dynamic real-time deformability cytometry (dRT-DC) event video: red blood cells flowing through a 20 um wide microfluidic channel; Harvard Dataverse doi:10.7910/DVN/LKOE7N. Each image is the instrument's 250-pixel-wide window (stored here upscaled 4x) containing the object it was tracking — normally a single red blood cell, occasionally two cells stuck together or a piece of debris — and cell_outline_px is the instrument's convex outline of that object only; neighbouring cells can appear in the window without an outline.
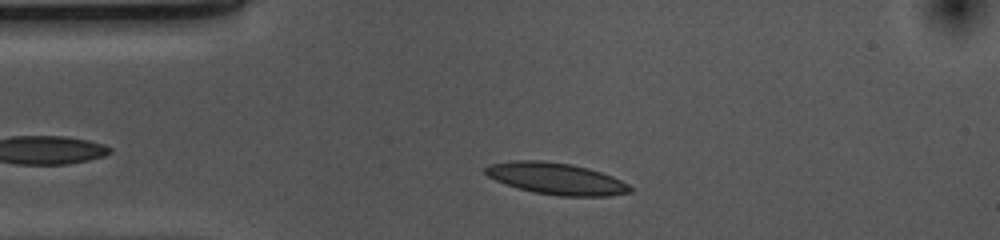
{"species": "common noctule bat (a hibernating species)", "species_latin": "Nyctalus noctula", "temperature_condition": "cold", "stored_images_in_passage": 36, "camera_frame_rate_fps": 3000, "um_per_image_px": 0.085, "animal": {"sex": "female", "body_mass_g": 10.0, "forearm_length_mm": 53.1}, "frame": {"image": 1, "passage_image": 5, "time_ms": 1.333, "image_size_px": [1000, 240], "cell_outline_px": [[632, 192], [608, 196], [560, 196], [532, 192], [496, 180], [488, 176], [484, 172], [484, 168], [488, 164], [512, 160], [544, 160], [572, 164], [588, 168], [612, 176], [628, 184], [632, 188]], "centroid_in_image_um": [47.27, 15.17], "position_along_channel_um": 37.7, "area_um2": 26.7}}
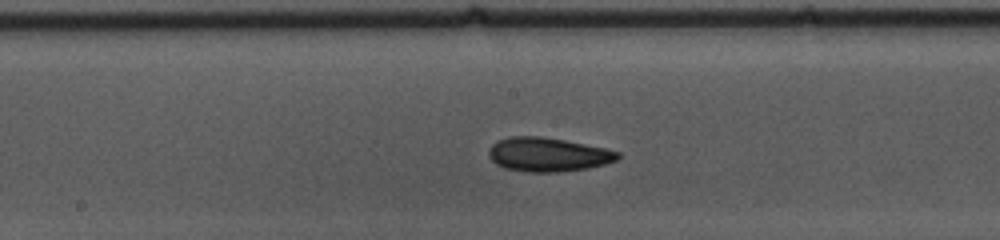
{"frame": {"image": 2, "passage_image": 20, "time_ms": 6.333, "image_size_px": [1000, 240], "cell_outline_px": [[620, 156], [616, 160], [604, 164], [588, 168], [560, 172], [528, 172], [504, 168], [496, 164], [492, 160], [488, 152], [492, 144], [496, 140], [508, 136], [540, 136], [564, 140], [604, 148], [620, 152]], "centroid_in_image_um": [46.54, 13.13], "position_along_channel_um": 201.7, "area_um2": 25.55}}
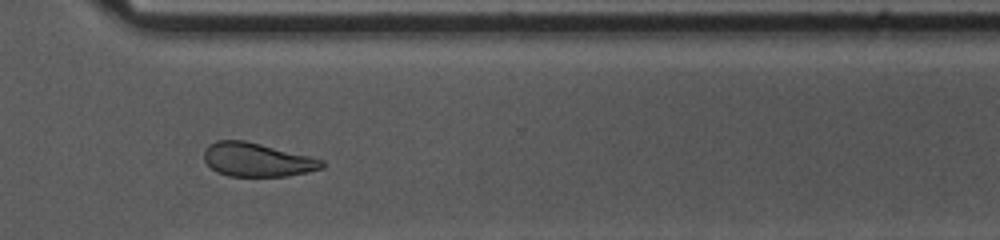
{"frame": {"image": 3, "passage_image": 32, "time_ms": 10.333, "image_size_px": [1000, 240], "cell_outline_px": [[324, 168], [308, 172], [288, 176], [228, 176], [216, 172], [204, 160], [204, 152], [208, 144], [216, 140], [244, 140], [324, 160]], "centroid_in_image_um": [21.83, 13.58], "position_along_channel_um": 348.8, "area_um2": 23.06}, "authors_computed_cell_mechanics": {"area_um2": 24.7962, "velocity_mm_per_s": 3.6881, "shape_relaxation_time_tau1_ms": 2.9641, "shape_relaxation_time_tau2_ms": 2.7058, "deformation_change_tau1": 0.1, "deformation_change_tau2": 0.0895}}